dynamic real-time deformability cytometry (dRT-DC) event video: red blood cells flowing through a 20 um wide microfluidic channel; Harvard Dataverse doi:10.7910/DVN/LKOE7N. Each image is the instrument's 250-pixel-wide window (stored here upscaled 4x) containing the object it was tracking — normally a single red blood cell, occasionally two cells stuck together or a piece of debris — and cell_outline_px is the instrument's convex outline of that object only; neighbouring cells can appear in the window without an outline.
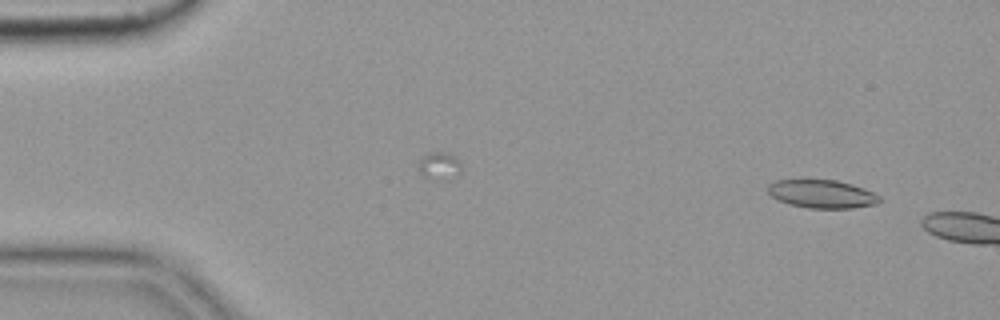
{"species": "common noctule bat (a hibernating species)", "species_latin": "Nyctalus noctula", "temperature_condition": "cold", "stored_images_in_passage": 7, "camera_frame_rate_fps": 3000, "um_per_image_px": 0.085, "animal": {"sex": "female", "body_mass_g": 19.9}, "frame": {"image": 1, "passage_image": 4, "time_ms": 1.0, "image_size_px": [1000, 320], "cell_outline_px": [[880, 200], [876, 204], [852, 208], [808, 208], [792, 204], [780, 200], [772, 196], [768, 192], [768, 184], [776, 180], [836, 180], [852, 184], [864, 188], [880, 196]], "centroid_in_image_um": [69.88, 16.48], "position_along_channel_um": 15.1, "area_um2": 18.15}}